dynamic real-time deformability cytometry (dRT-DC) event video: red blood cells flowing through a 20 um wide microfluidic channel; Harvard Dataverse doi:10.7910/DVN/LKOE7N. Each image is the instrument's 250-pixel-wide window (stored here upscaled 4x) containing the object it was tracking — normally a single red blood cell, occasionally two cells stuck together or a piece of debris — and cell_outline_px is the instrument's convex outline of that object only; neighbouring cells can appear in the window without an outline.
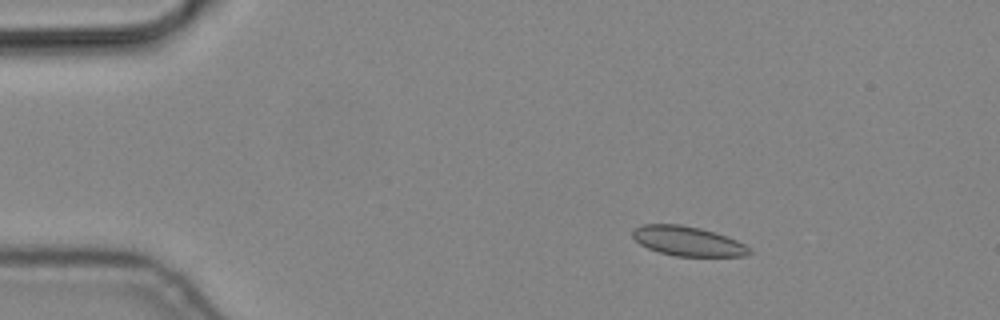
{"species": "common noctule bat (a hibernating species)", "species_latin": "Nyctalus noctula", "temperature_condition": "cold", "stored_images_in_passage": 6, "camera_frame_rate_fps": 3000, "um_per_image_px": 0.085, "animal": {"sex": "male", "body_mass_g": 19.2, "forearm_length_mm": 51.8}, "frame": {"image": 1, "passage_image": 3, "time_ms": 0.667, "image_size_px": [1000, 320], "cell_outline_px": [[752, 252], [748, 256], [676, 256], [660, 252], [648, 248], [640, 244], [632, 236], [632, 228], [640, 224], [680, 224], [700, 228], [716, 232], [728, 236], [752, 248]], "centroid_in_image_um": [58.47, 20.49], "position_along_channel_um": 26.5, "area_um2": 20.35}}